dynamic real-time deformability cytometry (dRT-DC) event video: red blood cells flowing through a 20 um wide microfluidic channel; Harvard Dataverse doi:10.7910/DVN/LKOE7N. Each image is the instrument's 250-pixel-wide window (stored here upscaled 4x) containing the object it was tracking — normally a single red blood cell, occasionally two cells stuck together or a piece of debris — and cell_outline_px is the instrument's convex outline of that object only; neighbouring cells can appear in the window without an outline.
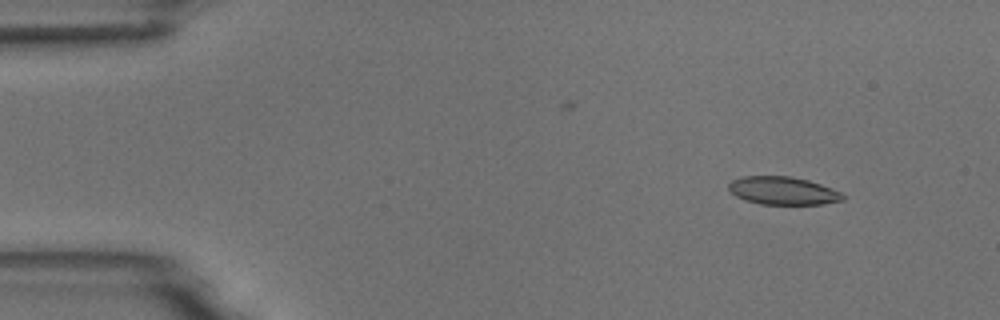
{"species": "common noctule bat (a hibernating species)", "species_latin": "Nyctalus noctula", "temperature_condition": "room temperature", "stored_images_in_passage": 4, "camera_frame_rate_fps": 3000, "um_per_image_px": 0.085, "animal": {"sex": "male", "body_mass_g": 18.8}, "frame": {"image": 1, "passage_image": 1, "time_ms": 0.0, "image_size_px": [1000, 320], "cell_outline_px": [[848, 196], [844, 200], [820, 204], [760, 204], [744, 200], [736, 196], [728, 188], [728, 184], [732, 180], [740, 176], [788, 176], [808, 180], [832, 188]], "centroid_in_image_um": [66.55, 16.21], "position_along_channel_um": 18.4, "area_um2": 18.67}}
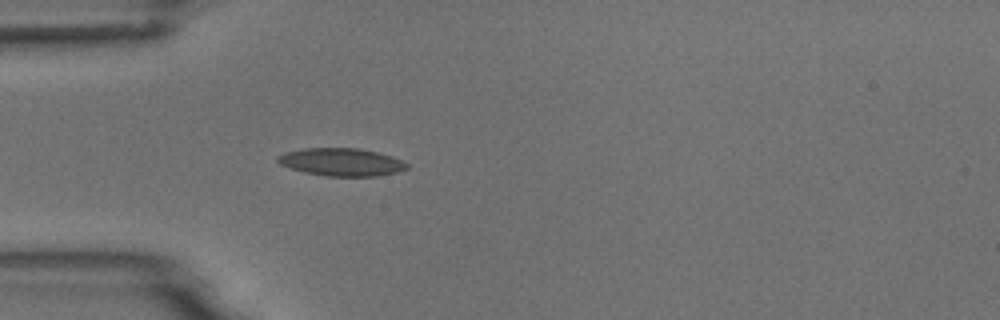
{"frame": {"image": 2, "passage_image": 4, "time_ms": 3.333, "image_size_px": [1000, 320], "cell_outline_px": [[408, 168], [396, 172], [376, 176], [324, 176], [304, 172], [280, 164], [276, 160], [276, 156], [284, 152], [304, 148], [360, 148], [392, 156], [408, 164]], "centroid_in_image_um": [28.99, 13.77], "position_along_channel_um": 56.0, "area_um2": 20.87}}